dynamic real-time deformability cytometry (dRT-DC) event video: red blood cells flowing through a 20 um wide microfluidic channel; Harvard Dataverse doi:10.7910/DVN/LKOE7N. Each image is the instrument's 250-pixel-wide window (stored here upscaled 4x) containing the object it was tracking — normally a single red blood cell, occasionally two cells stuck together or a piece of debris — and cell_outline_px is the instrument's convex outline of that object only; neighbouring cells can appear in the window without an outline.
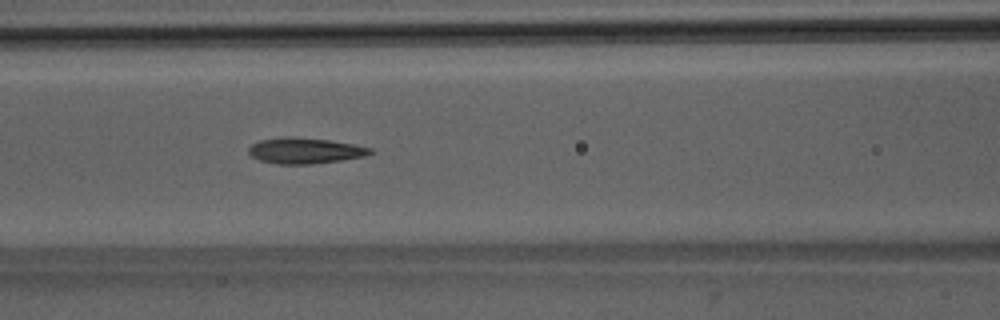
{"species": "Egyptian fruit bat (a non-hibernating species)", "species_latin": "Rousettus aegyptiacus", "temperature_condition": "room temperature", "stored_images_in_passage": 45, "camera_frame_rate_fps": 3000, "um_per_image_px": 0.085, "animal": {"sex": "male"}, "frame": {"image": 1, "passage_image": 16, "time_ms": 5.0, "image_size_px": [1000, 320], "cell_outline_px": [[376, 152], [364, 156], [344, 160], [312, 164], [276, 164], [260, 160], [252, 156], [248, 152], [248, 148], [252, 144], [260, 140], [284, 136], [292, 136], [328, 140], [352, 144], [372, 148]], "centroid_in_image_um": [25.93, 12.81], "position_along_channel_um": 140.7, "area_um2": 18.44}}
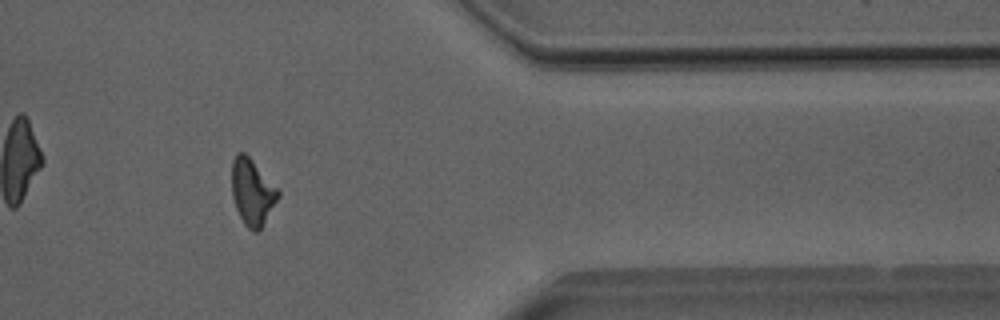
{"frame": {"image": 2, "passage_image": 36, "time_ms": 11.667, "image_size_px": [1000, 320], "cell_outline_px": [[280, 196], [260, 228], [256, 232], [252, 232], [244, 224], [236, 208], [232, 196], [232, 160], [236, 152], [244, 152], [252, 160], [280, 192]], "centroid_in_image_um": [21.42, 16.31], "position_along_channel_um": 390.0, "area_um2": 17.57}}
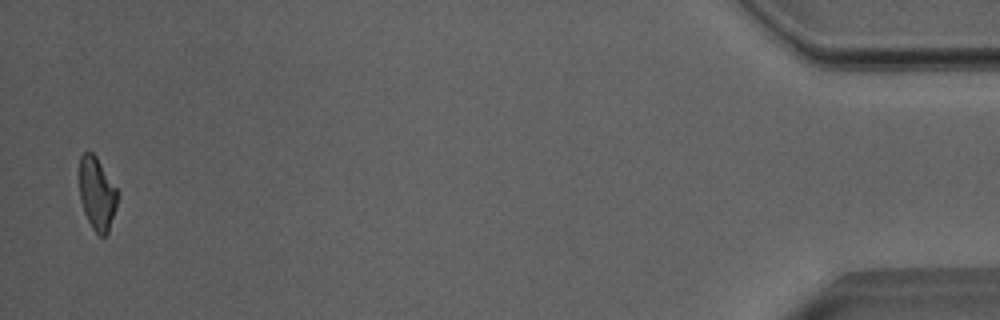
{"frame": {"image": 3, "passage_image": 44, "time_ms": 14.333, "image_size_px": [1000, 320], "cell_outline_px": [[120, 196], [108, 232], [104, 236], [100, 236], [92, 228], [84, 212], [80, 200], [80, 156], [84, 152], [92, 152], [96, 156], [120, 192]], "centroid_in_image_um": [8.28, 16.46], "position_along_channel_um": 426.9, "area_um2": 16.36}, "authors_computed_cell_mechanics": {"area_um2": 17.9758, "velocity_mm_per_s": 4.0261, "shape_relaxation_time_tau1_ms": 6.9463, "shape_relaxation_time_tau2_ms": 2.0954, "deformation_change_tau1": 0.1771, "deformation_change_tau2": 0.1043}}